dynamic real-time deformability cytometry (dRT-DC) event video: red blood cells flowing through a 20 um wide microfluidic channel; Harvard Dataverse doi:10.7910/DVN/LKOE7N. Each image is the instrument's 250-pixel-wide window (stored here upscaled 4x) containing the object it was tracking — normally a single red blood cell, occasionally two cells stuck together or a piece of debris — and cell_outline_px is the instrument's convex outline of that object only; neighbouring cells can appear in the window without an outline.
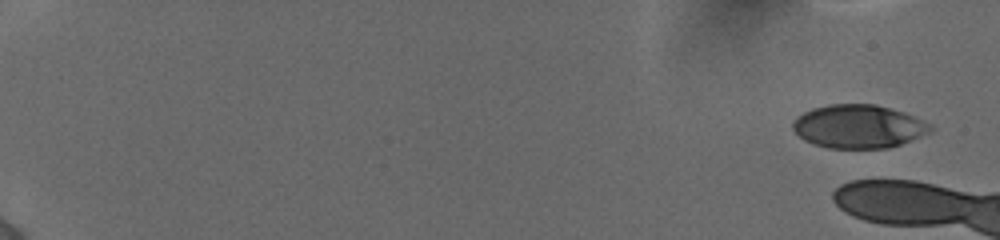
{"species": "human", "species_latin": "Homo sapiens", "temperature_condition": "cold", "stored_images_in_passage": 6, "camera_frame_rate_fps": 3000, "um_per_image_px": 0.085, "donor": {"sex": "female"}, "frame": {"image": 1, "passage_image": 1, "time_ms": 0.0, "image_size_px": [1000, 240], "cell_outline_px": [[932, 132], [900, 144], [888, 148], [828, 148], [812, 144], [804, 140], [792, 128], [792, 124], [796, 116], [812, 108], [828, 104], [876, 104], [904, 112], [932, 124]], "centroid_in_image_um": [72.97, 10.74], "position_along_channel_um": 12.0, "area_um2": 34.97}}